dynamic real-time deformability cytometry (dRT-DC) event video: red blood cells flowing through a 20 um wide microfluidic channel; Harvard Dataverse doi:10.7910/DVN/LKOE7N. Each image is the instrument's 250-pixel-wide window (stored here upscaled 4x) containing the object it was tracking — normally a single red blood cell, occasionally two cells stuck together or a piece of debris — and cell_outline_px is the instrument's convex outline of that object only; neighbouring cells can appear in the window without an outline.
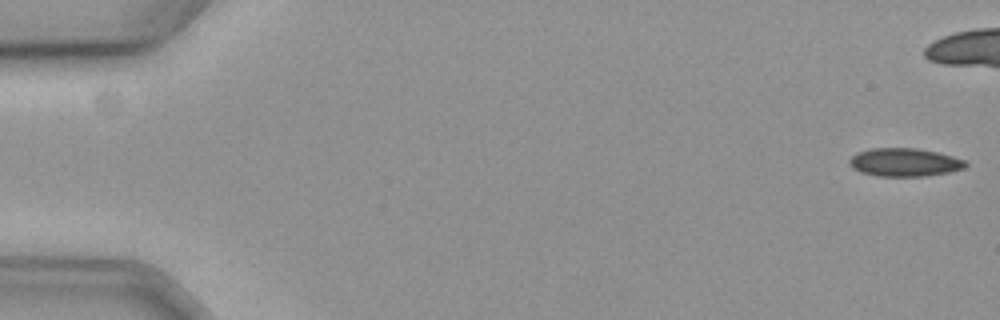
{"species": "common noctule bat (a hibernating species)", "species_latin": "Nyctalus noctula", "temperature_condition": "cold", "stored_images_in_passage": 17, "camera_frame_rate_fps": 3000, "um_per_image_px": 0.085, "animal": {"sex": "female", "body_mass_g": 19.3, "forearm_length_mm": 54.1}, "frame": {"image": 1, "passage_image": 1, "time_ms": 0.0, "image_size_px": [1000, 320], "cell_outline_px": [[968, 164], [964, 168], [948, 172], [928, 176], [876, 176], [860, 172], [852, 168], [848, 164], [848, 160], [856, 152], [872, 148], [916, 148], [936, 152], [952, 156], [964, 160]], "centroid_in_image_um": [76.84, 13.8], "position_along_channel_um": 8.2, "area_um2": 19.19}}
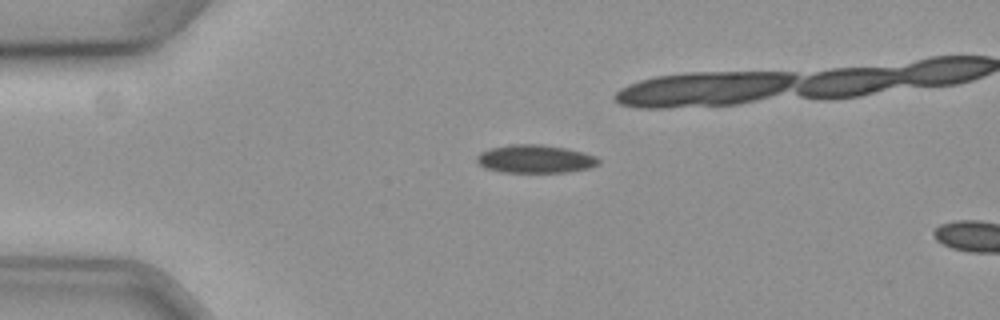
{"frame": {"image": 2, "passage_image": 14, "time_ms": 4.333, "image_size_px": [1000, 320], "cell_outline_px": [[600, 164], [588, 168], [568, 172], [500, 172], [484, 168], [476, 164], [476, 156], [480, 152], [488, 148], [512, 144], [540, 144], [568, 148], [596, 156], [600, 160]], "centroid_in_image_um": [45.45, 13.51], "position_along_channel_um": 39.6, "area_um2": 20.29}}